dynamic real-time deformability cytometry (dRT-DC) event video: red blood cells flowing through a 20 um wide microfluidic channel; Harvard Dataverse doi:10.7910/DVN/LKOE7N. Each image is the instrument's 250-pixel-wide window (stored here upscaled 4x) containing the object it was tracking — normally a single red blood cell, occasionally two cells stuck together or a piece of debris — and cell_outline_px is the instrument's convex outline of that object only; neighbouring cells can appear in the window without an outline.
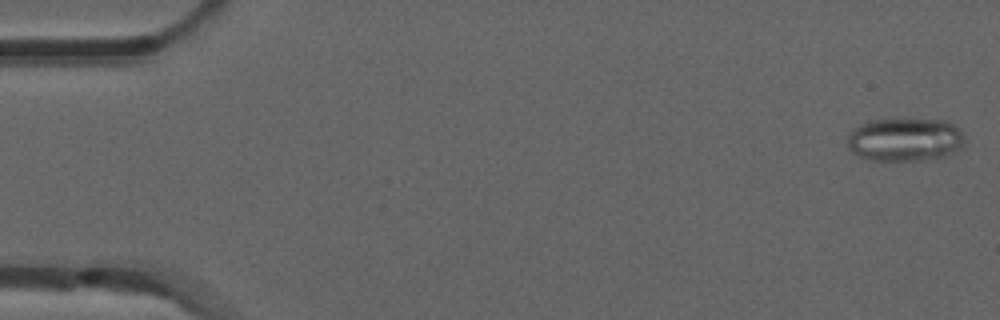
{"species": "common noctule bat (a hibernating species)", "species_latin": "Nyctalus noctula", "temperature_condition": "room temperature", "stored_images_in_passage": 18, "camera_frame_rate_fps": 3000, "um_per_image_px": 0.085, "animal": {"sex": "male", "forearm_length_mm": 52.5}, "frame": {"image": 1, "passage_image": 1, "time_ms": 0.0, "image_size_px": [1000, 320], "cell_outline_px": [[964, 144], [956, 152], [944, 156], [924, 160], [872, 160], [860, 156], [852, 152], [848, 148], [848, 136], [860, 124], [868, 120], [944, 120], [952, 124], [964, 136]], "centroid_in_image_um": [76.93, 11.88], "position_along_channel_um": 8.1, "area_um2": 29.25}}